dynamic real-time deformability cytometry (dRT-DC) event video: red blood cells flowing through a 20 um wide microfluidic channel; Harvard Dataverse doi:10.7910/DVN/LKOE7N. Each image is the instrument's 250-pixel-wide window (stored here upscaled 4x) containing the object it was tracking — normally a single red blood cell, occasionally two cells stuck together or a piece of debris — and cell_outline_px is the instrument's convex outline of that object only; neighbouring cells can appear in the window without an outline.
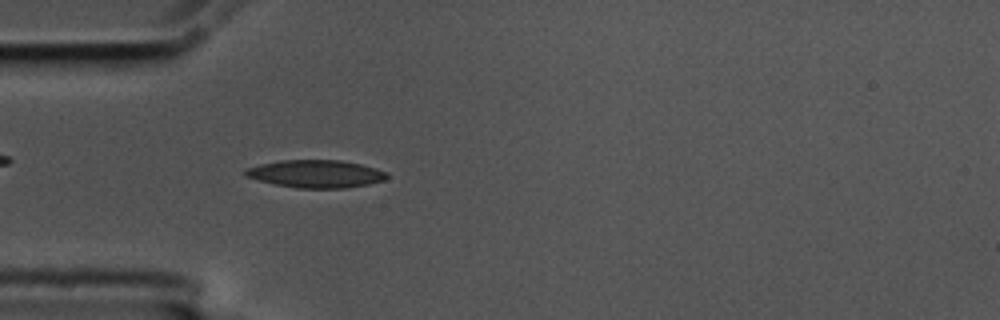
{"species": "common noctule bat (a hibernating species)", "species_latin": "Nyctalus noctula", "temperature_condition": "cold", "stored_images_in_passage": 46, "camera_frame_rate_fps": 3000, "um_per_image_px": 0.085, "animal": {"sex": "male", "body_mass_g": 17.5, "forearm_length_mm": 52.3}, "frame": {"image": 1, "passage_image": 7, "time_ms": 2.0, "image_size_px": [1000, 320], "cell_outline_px": [[388, 176], [384, 180], [368, 184], [344, 188], [296, 188], [276, 184], [244, 176], [244, 172], [248, 168], [260, 164], [280, 160], [340, 160], [360, 164], [376, 168], [384, 172]], "centroid_in_image_um": [26.84, 14.77], "position_along_channel_um": 58.2, "area_um2": 22.6}}
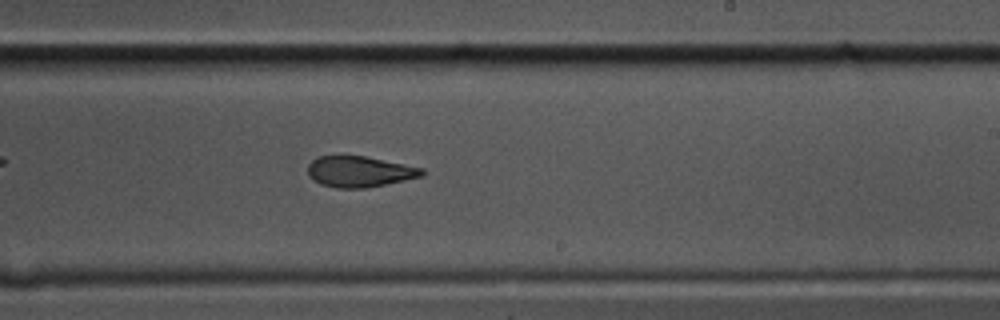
{"frame": {"image": 2, "passage_image": 24, "time_ms": 7.667, "image_size_px": [1000, 320], "cell_outline_px": [[424, 172], [420, 176], [404, 180], [364, 188], [336, 188], [320, 184], [312, 180], [308, 176], [308, 164], [312, 160], [320, 156], [364, 156], [424, 168]], "centroid_in_image_um": [30.5, 14.59], "position_along_channel_um": 258.5, "area_um2": 20.35}}
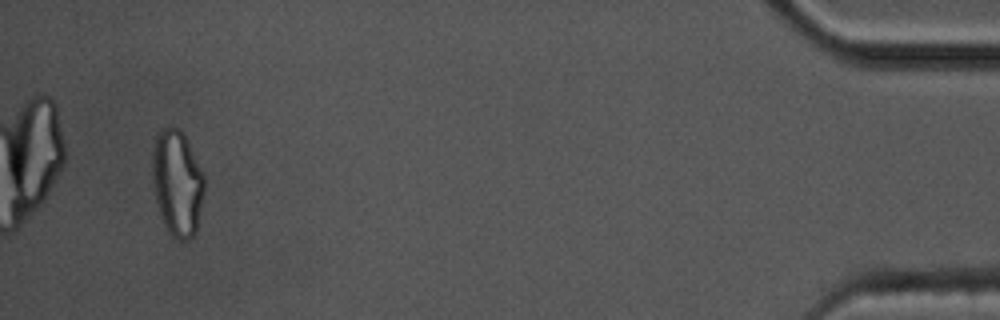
{"frame": {"image": 3, "passage_image": 44, "time_ms": 14.333, "image_size_px": [1000, 320], "cell_outline_px": [[204, 192], [196, 232], [188, 240], [180, 240], [172, 236], [168, 232], [164, 224], [156, 200], [152, 180], [152, 152], [156, 136], [164, 128], [180, 128], [184, 132], [204, 176]], "centroid_in_image_um": [15.06, 15.55], "position_along_channel_um": 420.1, "area_um2": 32.02}, "authors_computed_cell_mechanics": {"area_um2": 21.7906, "velocity_mm_per_s": 3.5948, "shape_relaxation_time_tau1_ms": 6.4607, "shape_relaxation_time_tau2_ms": 2.5604, "deformation_change_tau1": 0.1881, "deformation_change_tau2": 0.0912}}